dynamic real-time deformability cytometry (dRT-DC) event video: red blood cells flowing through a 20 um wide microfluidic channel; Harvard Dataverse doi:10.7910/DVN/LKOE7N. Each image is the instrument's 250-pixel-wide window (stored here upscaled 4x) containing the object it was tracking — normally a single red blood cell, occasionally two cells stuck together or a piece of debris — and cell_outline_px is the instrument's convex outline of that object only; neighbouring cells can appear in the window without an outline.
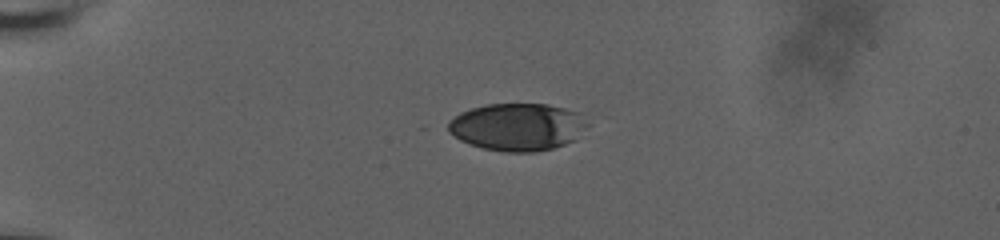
{"species": "human", "species_latin": "Homo sapiens", "temperature_condition": "room temperature", "stored_images_in_passage": 43, "camera_frame_rate_fps": 3000, "um_per_image_px": 0.085, "donor": {"sex": "male"}, "frame": {"image": 1, "passage_image": 1, "time_ms": 0.0, "image_size_px": [1000, 240], "cell_outline_px": [[588, 124], [576, 140], [552, 148], [536, 152], [504, 152], [480, 148], [468, 144], [460, 140], [448, 132], [448, 120], [460, 112], [472, 108], [488, 104], [548, 104], [580, 112]], "centroid_in_image_um": [43.97, 10.79], "position_along_channel_um": 41.0, "area_um2": 38.84}}
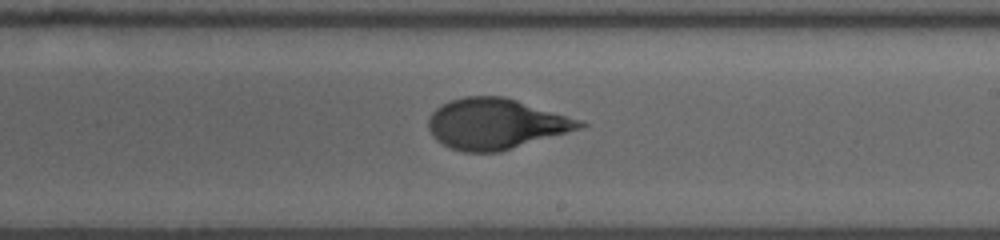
{"frame": {"image": 2, "passage_image": 22, "time_ms": 7.0, "image_size_px": [1000, 240], "cell_outline_px": [[588, 124], [580, 128], [500, 152], [464, 152], [452, 148], [436, 140], [432, 136], [428, 128], [428, 120], [432, 112], [436, 108], [448, 100], [464, 96], [504, 96], [580, 120]], "centroid_in_image_um": [42.08, 10.52], "position_along_channel_um": 246.9, "area_um2": 44.22}}
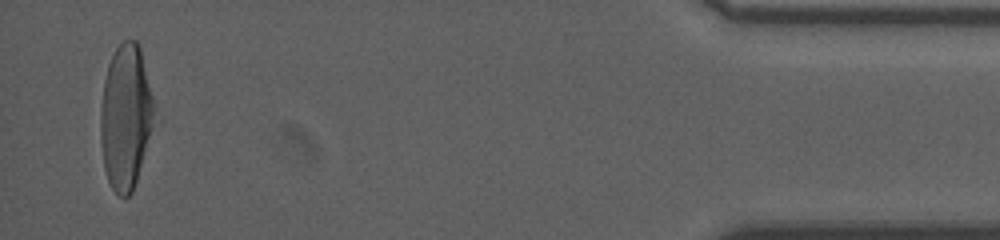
{"frame": {"image": 3, "passage_image": 42, "time_ms": 13.667, "image_size_px": [1000, 240], "cell_outline_px": [[156, 108], [136, 180], [132, 192], [124, 200], [112, 188], [108, 180], [104, 168], [100, 140], [100, 112], [104, 80], [108, 64], [116, 48], [124, 40], [136, 40], [140, 44]], "centroid_in_image_um": [10.67, 9.89], "position_along_channel_um": 424.5, "area_um2": 45.03}, "authors_computed_cell_mechanics": {"area_um2": 43.928, "velocity_mm_per_s": 3.7262, "shape_relaxation_time_tau1_ms": 5.8755, "shape_relaxation_time_tau2_ms": 0.8139, "deformation_change_tau1": 0.2206, "deformation_change_tau2": 0.0666}}